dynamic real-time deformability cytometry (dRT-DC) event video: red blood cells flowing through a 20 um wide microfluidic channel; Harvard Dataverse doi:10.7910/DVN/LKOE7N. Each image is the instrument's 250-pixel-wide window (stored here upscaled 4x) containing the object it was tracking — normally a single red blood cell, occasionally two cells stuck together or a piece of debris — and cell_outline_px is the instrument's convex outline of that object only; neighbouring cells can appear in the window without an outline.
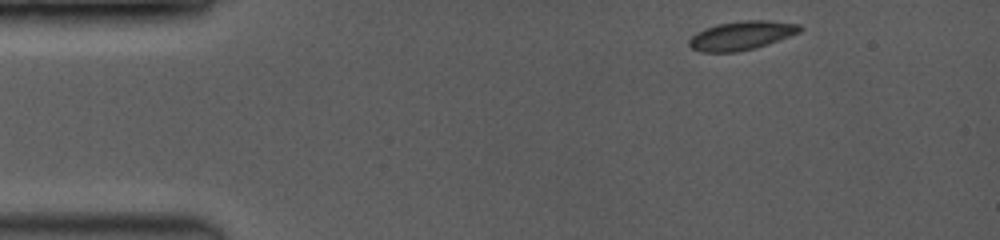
{"species": "common noctule bat (a hibernating species)", "species_latin": "Nyctalus noctula", "temperature_condition": "room temperature", "stored_images_in_passage": 15, "camera_frame_rate_fps": 3500, "um_per_image_px": 0.085, "animal": {"sex": "female", "body_mass_g": 19.0, "forearm_length_mm": 53.3}, "frame": {"image": 1, "passage_image": 1, "time_ms": 0.0, "image_size_px": [1000, 240], "cell_outline_px": [[804, 28], [800, 32], [768, 44], [756, 48], [736, 52], [700, 52], [692, 48], [688, 44], [688, 40], [696, 32], [704, 28], [720, 24], [744, 20], [768, 20], [800, 24]], "centroid_in_image_um": [63.04, 3.02], "position_along_channel_um": 22.0, "area_um2": 18.67}}
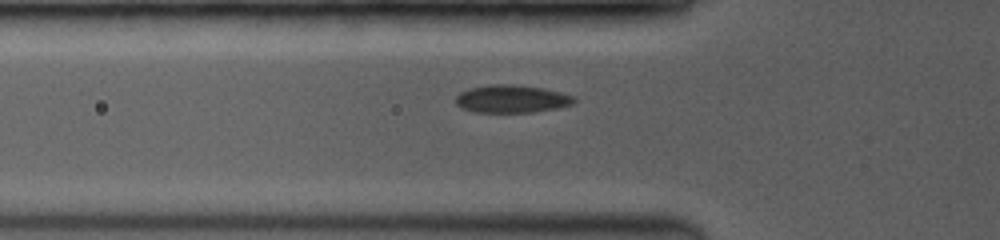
{"frame": {"image": 2, "passage_image": 12, "time_ms": 3.429, "image_size_px": [1000, 240], "cell_outline_px": [[576, 100], [572, 104], [556, 108], [532, 112], [476, 112], [460, 108], [456, 104], [456, 96], [460, 92], [468, 88], [492, 84], [512, 84], [544, 88], [560, 92], [572, 96]], "centroid_in_image_um": [43.45, 8.4], "position_along_channel_um": 82.3, "area_um2": 19.13}}
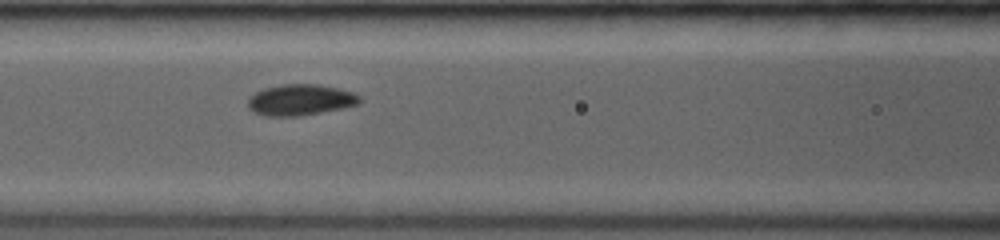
{"frame": {"image": 3, "passage_image": 15, "time_ms": 4.857, "image_size_px": [1000, 240], "cell_outline_px": [[360, 104], [344, 108], [300, 116], [264, 116], [252, 112], [248, 108], [248, 96], [264, 88], [280, 84], [320, 84], [352, 92], [360, 96]], "centroid_in_image_um": [25.5, 8.49], "position_along_channel_um": 141.1, "area_um2": 20.46}}